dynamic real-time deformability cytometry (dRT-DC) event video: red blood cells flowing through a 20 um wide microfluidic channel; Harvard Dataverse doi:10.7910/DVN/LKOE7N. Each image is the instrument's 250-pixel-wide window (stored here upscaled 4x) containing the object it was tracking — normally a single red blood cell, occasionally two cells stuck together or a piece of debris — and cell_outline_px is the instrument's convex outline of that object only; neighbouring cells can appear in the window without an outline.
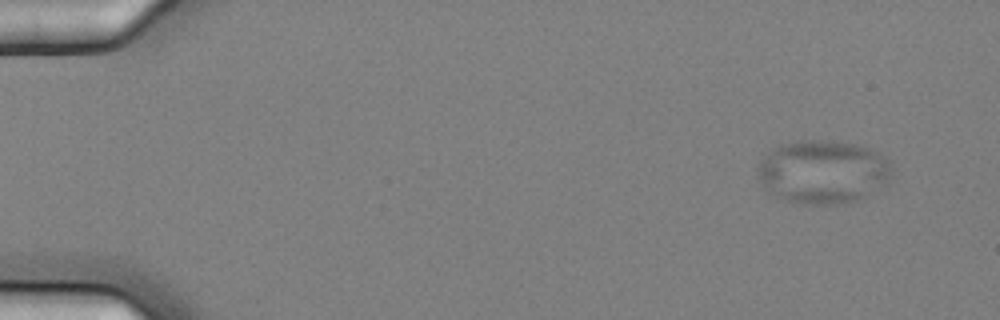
{"species": "common noctule bat (a hibernating species)", "species_latin": "Nyctalus noctula", "temperature_condition": "cold", "stored_images_in_passage": 7, "camera_frame_rate_fps": 3000, "um_per_image_px": 0.085, "animal": {"sex": "female", "body_mass_g": 25.1}, "frame": {"image": 1, "passage_image": 1, "time_ms": 0.0, "image_size_px": [1000, 320], "cell_outline_px": [[892, 168], [888, 184], [856, 200], [836, 204], [800, 204], [776, 196], [764, 188], [760, 180], [760, 164], [768, 152], [780, 144], [804, 140], [828, 140], [856, 144], [880, 152], [888, 156]], "centroid_in_image_um": [70.02, 14.59], "position_along_channel_um": 15.0, "area_um2": 49.53}}